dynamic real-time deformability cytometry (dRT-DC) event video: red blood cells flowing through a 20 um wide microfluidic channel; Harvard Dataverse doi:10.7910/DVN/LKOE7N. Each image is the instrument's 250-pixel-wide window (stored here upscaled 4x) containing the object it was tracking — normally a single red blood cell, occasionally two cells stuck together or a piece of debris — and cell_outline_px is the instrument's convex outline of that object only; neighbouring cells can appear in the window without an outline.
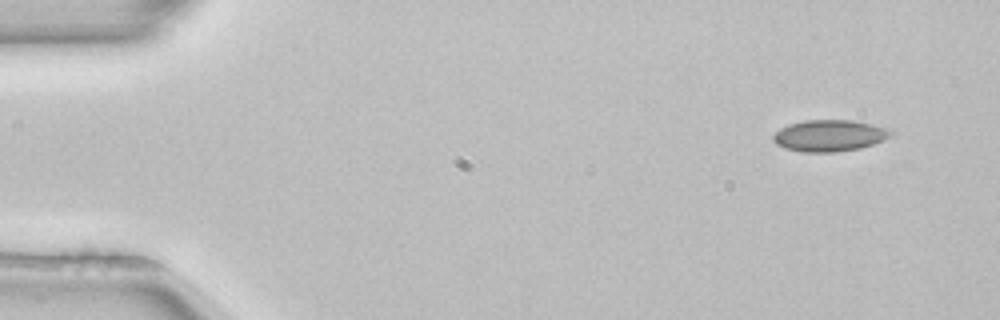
{"species": "common noctule bat (a hibernating species)", "species_latin": "Nyctalus noctula", "temperature_condition": "room temperature", "stored_images_in_passage": 4, "camera_frame_rate_fps": 3000, "um_per_image_px": 0.085, "animal": {"sex": "female", "body_mass_g": 22.7, "forearm_length_mm": 54.2}, "frame": {"image": 1, "passage_image": 1, "time_ms": 0.0, "image_size_px": [1000, 320], "cell_outline_px": [[892, 132], [884, 140], [860, 148], [836, 152], [800, 152], [784, 148], [776, 144], [772, 140], [772, 136], [780, 128], [788, 124], [804, 120], [852, 120], [872, 124], [884, 128]], "centroid_in_image_um": [70.43, 11.53], "position_along_channel_um": 14.6, "area_um2": 21.56}}
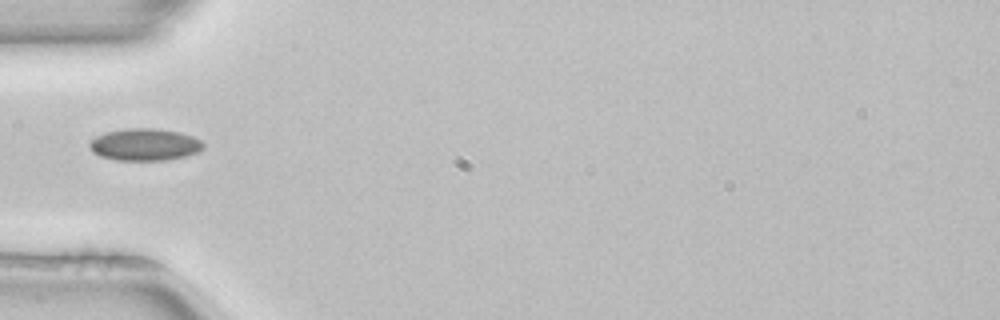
{"frame": {"image": 2, "passage_image": 4, "time_ms": 1.0, "image_size_px": [1000, 320], "cell_outline_px": [[204, 148], [196, 152], [184, 156], [164, 160], [116, 160], [100, 156], [92, 152], [88, 144], [96, 136], [108, 132], [124, 128], [152, 128], [180, 132], [192, 136], [200, 140], [204, 144]], "centroid_in_image_um": [12.28, 12.28], "position_along_channel_um": 72.7, "area_um2": 21.15}}